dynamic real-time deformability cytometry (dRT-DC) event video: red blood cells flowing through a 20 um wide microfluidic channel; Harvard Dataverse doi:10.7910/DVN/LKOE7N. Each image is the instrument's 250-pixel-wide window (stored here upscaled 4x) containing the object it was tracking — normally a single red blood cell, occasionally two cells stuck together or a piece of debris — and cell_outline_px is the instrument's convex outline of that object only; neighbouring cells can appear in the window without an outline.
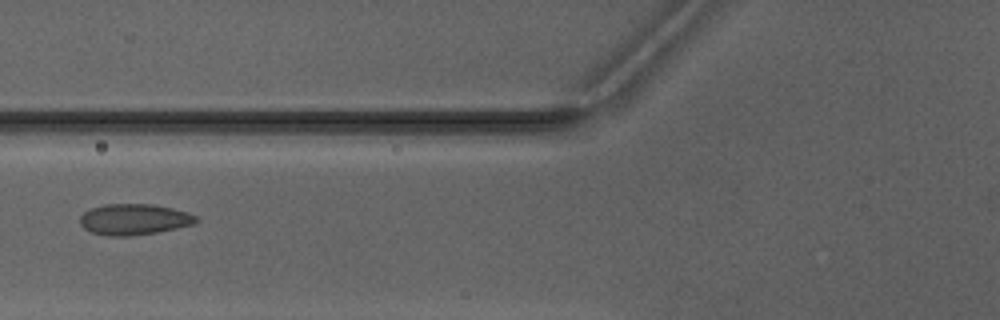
{"species": "Egyptian fruit bat (a non-hibernating species)", "species_latin": "Rousettus aegyptiacus", "temperature_condition": "warm", "stored_images_in_passage": 7, "camera_frame_rate_fps": 3000, "um_per_image_px": 0.085, "animal": {"sex": "male"}, "frame": {"image": 1, "passage_image": 6, "time_ms": 7.0, "image_size_px": [1000, 320], "cell_outline_px": [[200, 220], [196, 224], [156, 232], [128, 236], [108, 236], [92, 232], [84, 228], [80, 224], [80, 216], [84, 212], [92, 208], [104, 204], [152, 204], [172, 208], [188, 212], [196, 216]], "centroid_in_image_um": [11.42, 18.64], "position_along_channel_um": 114.4, "area_um2": 20.98}}
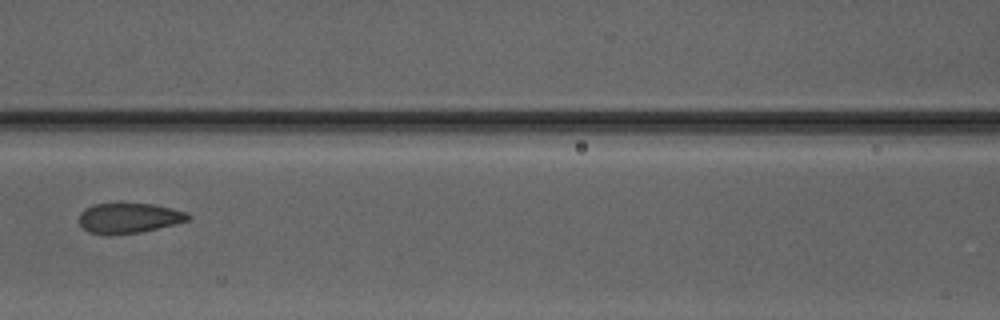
{"frame": {"image": 2, "passage_image": 7, "time_ms": 8.0, "image_size_px": [1000, 320], "cell_outline_px": [[192, 216], [188, 220], [140, 232], [112, 236], [104, 236], [88, 232], [80, 224], [80, 212], [84, 208], [92, 204], [156, 204], [188, 212]], "centroid_in_image_um": [10.92, 18.55], "position_along_channel_um": 155.7, "area_um2": 19.31}}